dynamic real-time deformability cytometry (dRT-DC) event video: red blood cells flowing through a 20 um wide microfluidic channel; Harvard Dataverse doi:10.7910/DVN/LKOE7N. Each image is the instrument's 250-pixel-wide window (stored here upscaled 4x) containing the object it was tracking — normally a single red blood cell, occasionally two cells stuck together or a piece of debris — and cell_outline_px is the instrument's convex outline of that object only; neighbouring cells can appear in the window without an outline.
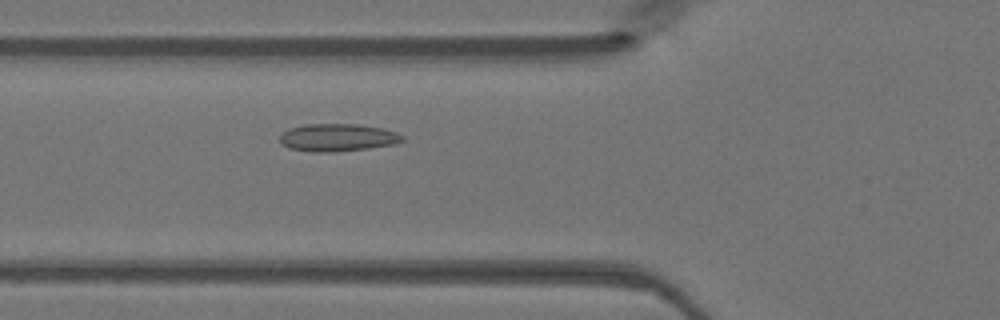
{"species": "Egyptian fruit bat (a non-hibernating species)", "species_latin": "Rousettus aegyptiacus", "temperature_condition": "warm", "stored_images_in_passage": 44, "camera_frame_rate_fps": 3000, "um_per_image_px": 0.085, "animal": {"sex": "female"}, "frame": {"image": 1, "passage_image": 13, "time_ms": 4.0, "image_size_px": [1000, 320], "cell_outline_px": [[404, 140], [392, 144], [368, 148], [332, 152], [312, 152], [288, 148], [280, 144], [280, 136], [288, 128], [304, 124], [356, 124], [384, 128], [396, 132], [404, 136]], "centroid_in_image_um": [28.66, 11.68], "position_along_channel_um": 97.1, "area_um2": 19.77}}
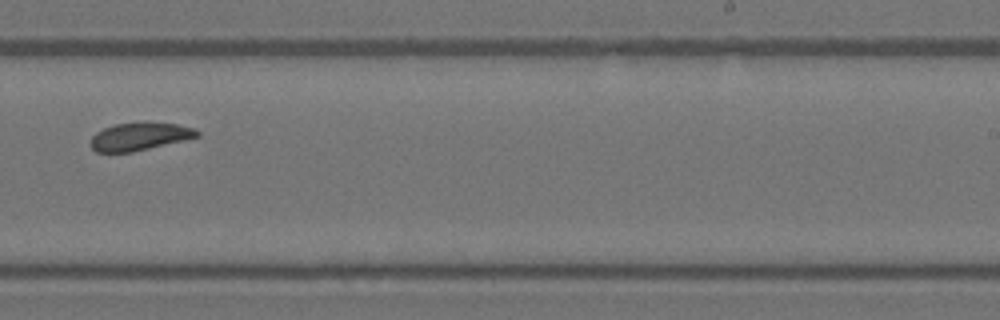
{"frame": {"image": 2, "passage_image": 26, "time_ms": 8.333, "image_size_px": [1000, 320], "cell_outline_px": [[200, 136], [184, 140], [132, 152], [96, 152], [92, 148], [92, 136], [96, 132], [112, 124], [176, 124], [196, 128], [200, 132]], "centroid_in_image_um": [11.88, 11.62], "position_along_channel_um": 277.1, "area_um2": 16.7}}
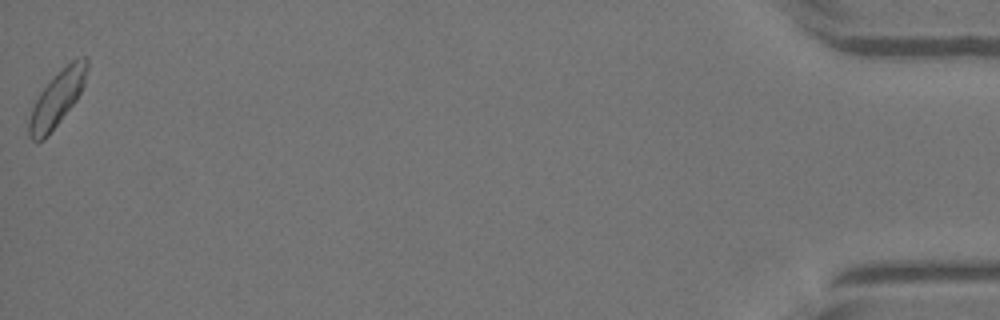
{"frame": {"image": 3, "passage_image": 44, "time_ms": 14.333, "image_size_px": [1000, 320], "cell_outline_px": [[88, 68], [84, 84], [76, 100], [44, 140], [32, 140], [28, 136], [28, 120], [32, 108], [40, 92], [72, 60], [84, 56], [88, 56]], "centroid_in_image_um": [4.85, 8.4], "position_along_channel_um": 430.3, "area_um2": 18.09}}